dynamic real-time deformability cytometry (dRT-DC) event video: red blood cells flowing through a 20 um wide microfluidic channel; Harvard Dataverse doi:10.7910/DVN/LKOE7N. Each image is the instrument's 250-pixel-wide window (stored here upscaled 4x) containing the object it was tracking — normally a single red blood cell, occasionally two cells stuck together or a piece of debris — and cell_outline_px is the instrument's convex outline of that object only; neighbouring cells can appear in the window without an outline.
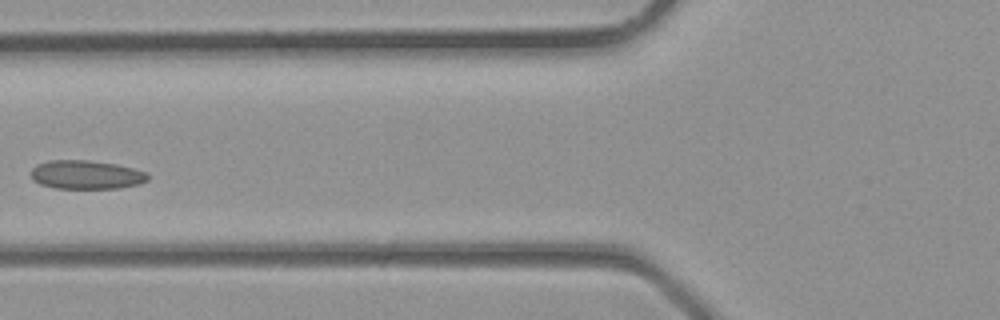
{"species": "common noctule bat (a hibernating species)", "species_latin": "Nyctalus noctula", "temperature_condition": "room temperature", "stored_images_in_passage": 4, "segment_of_instrument_passage": [1, 2], "camera_frame_rate_fps": 3000, "um_per_image_px": 0.085, "animal": {"sex": "male", "body_mass_g": 23.1, "forearm_length_mm": 52.7}, "frame": {"image": 1, "passage_image": 3, "time_ms": 0.667, "image_size_px": [1000, 320], "cell_outline_px": [[148, 180], [140, 184], [120, 188], [56, 188], [40, 184], [32, 180], [32, 168], [36, 164], [48, 160], [88, 160], [116, 164], [132, 168], [144, 172], [148, 176]], "centroid_in_image_um": [7.3, 14.85], "position_along_channel_um": 118.5, "area_um2": 19.54}}